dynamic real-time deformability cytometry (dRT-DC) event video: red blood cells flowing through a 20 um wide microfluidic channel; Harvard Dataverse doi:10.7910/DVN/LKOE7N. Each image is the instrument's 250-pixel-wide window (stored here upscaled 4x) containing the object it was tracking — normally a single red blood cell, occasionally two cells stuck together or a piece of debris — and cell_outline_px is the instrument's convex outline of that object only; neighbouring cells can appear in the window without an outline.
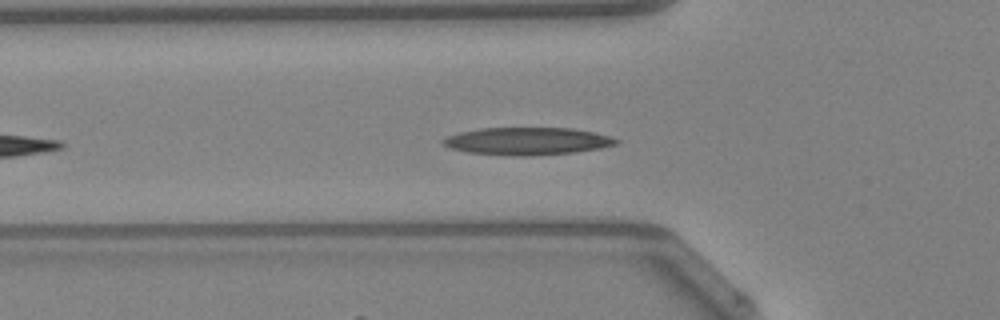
{"species": "Egyptian fruit bat (a non-hibernating species)", "species_latin": "Rousettus aegyptiacus", "temperature_condition": "warm", "stored_images_in_passage": 35, "camera_frame_rate_fps": 3000, "um_per_image_px": 0.085, "animal": {"sex": "female"}, "frame": {"image": 1, "passage_image": 6, "time_ms": 1.667, "image_size_px": [1000, 320], "cell_outline_px": [[620, 140], [616, 144], [600, 148], [576, 152], [532, 156], [512, 156], [468, 152], [452, 148], [444, 144], [440, 140], [448, 136], [460, 132], [480, 128], [572, 128], [592, 132], [608, 136]], "centroid_in_image_um": [44.82, 12.0], "position_along_channel_um": 81.0, "area_um2": 27.63}, "authors_computed_cell_mechanics": {"area_um2": 25.6632, "velocity_mm_per_s": 4.2126, "shape_relaxation_time_tau1_ms": 8.264, "shape_relaxation_time_tau2_ms": 3.7253, "deformation_change_tau1": 0.2278, "deformation_change_tau2": 0.1118}}